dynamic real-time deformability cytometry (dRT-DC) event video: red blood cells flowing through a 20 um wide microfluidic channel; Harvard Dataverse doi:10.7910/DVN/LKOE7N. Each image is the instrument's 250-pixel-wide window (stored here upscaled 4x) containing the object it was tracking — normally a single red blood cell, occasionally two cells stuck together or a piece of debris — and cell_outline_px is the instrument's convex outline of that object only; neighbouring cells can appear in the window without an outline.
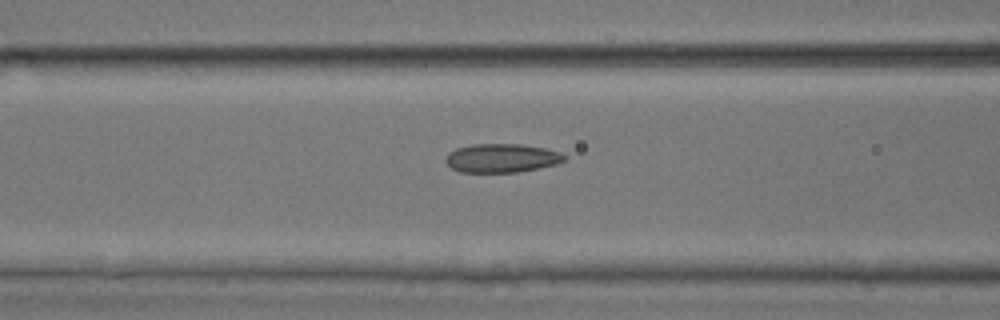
{"species": "common noctule bat (a hibernating species)", "species_latin": "Nyctalus noctula", "temperature_condition": "room temperature", "stored_images_in_passage": 25, "camera_frame_rate_fps": 3000, "um_per_image_px": 0.085, "animal": {"sex": "male", "body_mass_g": 17.9, "forearm_length_mm": 54.2}, "frame": {"image": 1, "passage_image": 22, "time_ms": 7.0, "image_size_px": [1000, 320], "cell_outline_px": [[568, 156], [564, 160], [556, 164], [540, 168], [516, 172], [460, 172], [452, 168], [444, 160], [448, 152], [456, 148], [472, 144], [520, 144], [544, 148], [560, 152]], "centroid_in_image_um": [42.64, 13.43], "position_along_channel_um": 124.0, "area_um2": 19.94}}
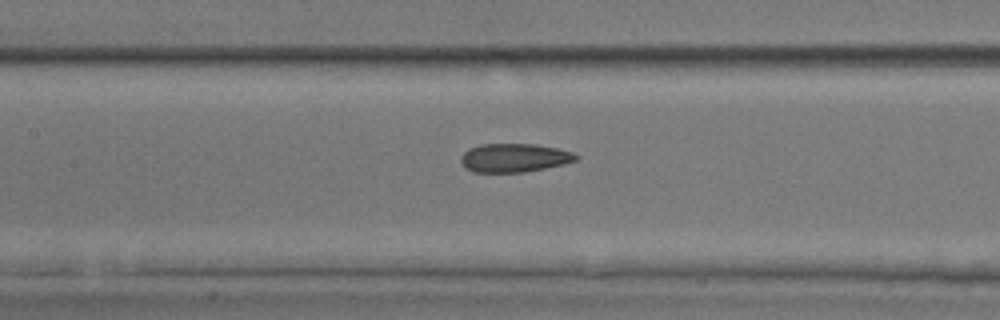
{"frame": {"image": 2, "passage_image": 25, "time_ms": 8.0, "image_size_px": [1000, 320], "cell_outline_px": [[580, 156], [576, 160], [564, 164], [524, 172], [472, 172], [464, 168], [460, 160], [460, 156], [468, 148], [480, 144], [536, 144], [556, 148], [572, 152]], "centroid_in_image_um": [43.67, 13.41], "position_along_channel_um": 163.7, "area_um2": 19.31}}